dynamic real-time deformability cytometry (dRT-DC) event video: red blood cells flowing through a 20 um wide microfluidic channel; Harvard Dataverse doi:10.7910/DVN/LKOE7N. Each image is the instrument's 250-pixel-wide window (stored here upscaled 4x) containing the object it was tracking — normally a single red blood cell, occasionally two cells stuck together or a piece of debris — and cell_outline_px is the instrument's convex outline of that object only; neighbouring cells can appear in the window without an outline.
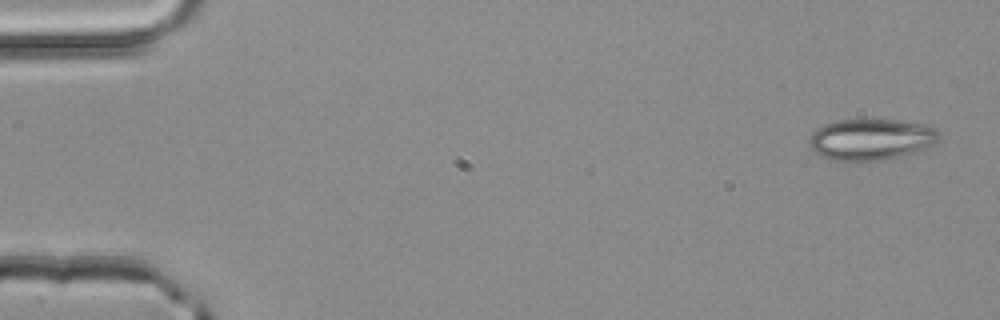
{"species": "common noctule bat (a hibernating species)", "species_latin": "Nyctalus noctula", "temperature_condition": "room temperature", "stored_images_in_passage": 3, "camera_frame_rate_fps": 3000, "um_per_image_px": 0.085, "animal": {"sex": "male", "body_mass_g": 20.4}, "frame": {"image": 1, "passage_image": 1, "time_ms": 0.0, "image_size_px": [1000, 320], "cell_outline_px": [[940, 136], [936, 144], [900, 156], [884, 160], [836, 160], [820, 156], [812, 148], [808, 140], [812, 132], [816, 128], [824, 124], [836, 120], [900, 120], [924, 124], [936, 128], [940, 132]], "centroid_in_image_um": [74.05, 11.83], "position_along_channel_um": 10.9, "area_um2": 31.15}}